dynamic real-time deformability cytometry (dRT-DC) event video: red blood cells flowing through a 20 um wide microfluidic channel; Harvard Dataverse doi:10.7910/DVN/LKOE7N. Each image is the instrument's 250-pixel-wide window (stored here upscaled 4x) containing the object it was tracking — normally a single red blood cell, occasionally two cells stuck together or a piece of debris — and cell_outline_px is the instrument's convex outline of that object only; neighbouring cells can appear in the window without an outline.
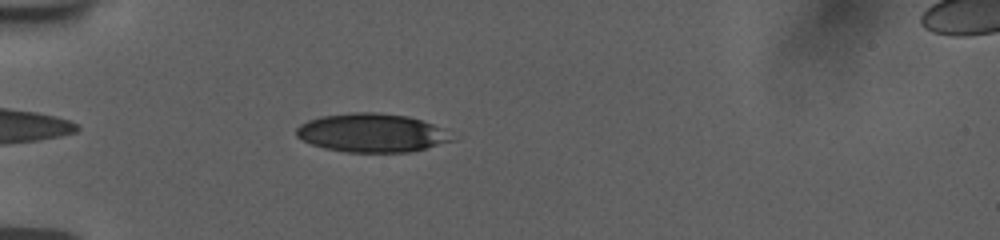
{"species": "human", "species_latin": "Homo sapiens", "temperature_condition": "room temperature", "stored_images_in_passage": 42, "camera_frame_rate_fps": 3000, "um_per_image_px": 0.085, "donor": {"sex": "female"}, "frame": {"image": 1, "passage_image": 4, "time_ms": 1.0, "image_size_px": [1000, 240], "cell_outline_px": [[456, 140], [408, 152], [348, 152], [324, 148], [312, 144], [296, 136], [296, 128], [300, 124], [308, 120], [320, 116], [352, 112], [376, 112], [408, 116], [448, 128]], "centroid_in_image_um": [31.65, 11.28], "position_along_channel_um": 53.3, "area_um2": 35.32}}
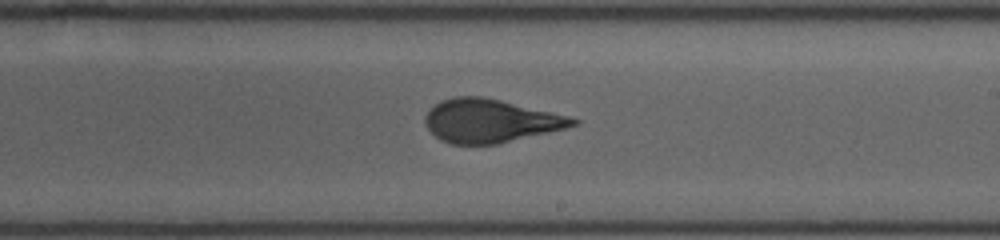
{"frame": {"image": 2, "passage_image": 21, "time_ms": 6.667, "image_size_px": [1000, 240], "cell_outline_px": [[580, 124], [564, 128], [496, 144], [448, 144], [440, 140], [428, 128], [424, 120], [424, 116], [440, 100], [456, 96], [480, 96], [500, 100], [568, 116], [580, 120]], "centroid_in_image_um": [41.64, 10.27], "position_along_channel_um": 247.4, "area_um2": 36.82}}
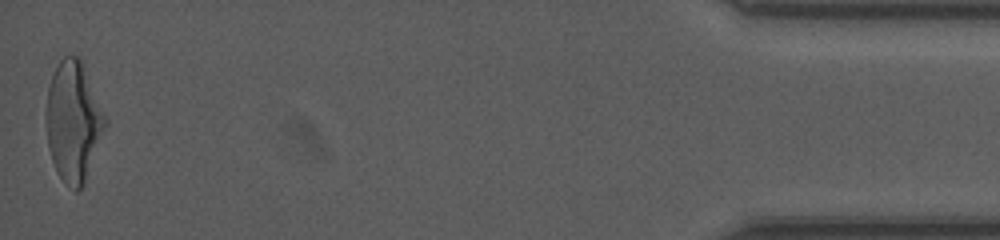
{"frame": {"image": 3, "passage_image": 42, "time_ms": 13.667, "image_size_px": [1000, 240], "cell_outline_px": [[108, 124], [84, 184], [76, 192], [64, 184], [52, 160], [48, 148], [44, 112], [48, 88], [52, 76], [60, 60], [64, 56], [80, 56], [108, 120]], "centroid_in_image_um": [6.24, 10.33], "position_along_channel_um": 429.0, "area_um2": 41.85}, "authors_computed_cell_mechanics": {"area_um2": 37.57, "velocity_mm_per_s": 3.7449, "shape_relaxation_time_tau1_ms": 7.8609, "shape_relaxation_time_tau2_ms": 0.8351, "deformation_change_tau1": 0.2562, "deformation_change_tau2": 0.0851}}